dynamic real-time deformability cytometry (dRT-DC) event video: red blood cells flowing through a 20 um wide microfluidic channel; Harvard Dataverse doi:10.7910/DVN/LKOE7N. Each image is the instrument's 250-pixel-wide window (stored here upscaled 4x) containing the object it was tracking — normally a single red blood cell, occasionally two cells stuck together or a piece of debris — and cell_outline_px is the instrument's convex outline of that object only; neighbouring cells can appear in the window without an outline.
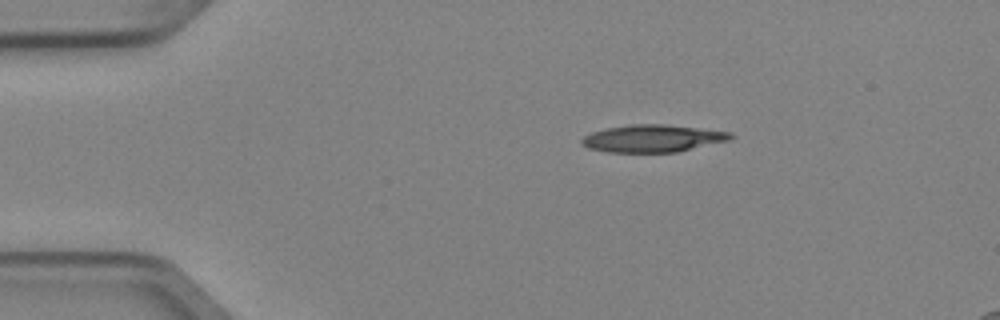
{"species": "Egyptian fruit bat (a non-hibernating species)", "species_latin": "Rousettus aegyptiacus", "temperature_condition": "cold", "stored_images_in_passage": 3, "camera_frame_rate_fps": 3000, "um_per_image_px": 0.085, "animal": {"sex": "female"}, "frame": {"image": 1, "passage_image": 1, "time_ms": 0.0, "image_size_px": [1000, 320], "cell_outline_px": [[736, 136], [732, 140], [676, 152], [608, 152], [588, 148], [580, 140], [584, 136], [592, 132], [608, 128], [632, 124], [664, 124], [732, 132]], "centroid_in_image_um": [55.54, 11.76], "position_along_channel_um": 29.5, "area_um2": 23.7}}